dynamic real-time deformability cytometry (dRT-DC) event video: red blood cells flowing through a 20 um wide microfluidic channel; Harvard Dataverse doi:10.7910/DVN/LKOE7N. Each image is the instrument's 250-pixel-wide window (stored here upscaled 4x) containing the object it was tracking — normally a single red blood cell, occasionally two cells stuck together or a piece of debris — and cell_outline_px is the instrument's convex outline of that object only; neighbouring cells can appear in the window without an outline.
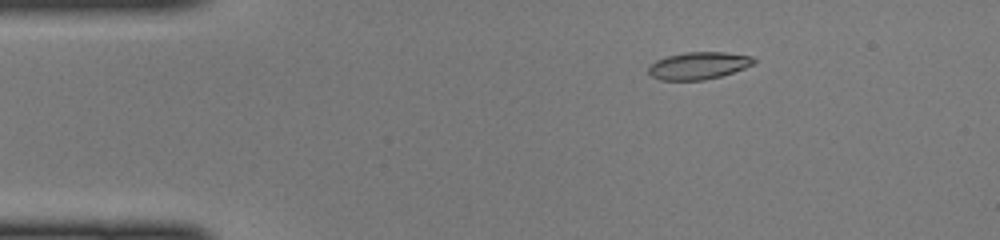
{"species": "common noctule bat (a hibernating species)", "species_latin": "Nyctalus noctula", "temperature_condition": "cold", "stored_images_in_passage": 46, "camera_frame_rate_fps": 3000, "um_per_image_px": 0.085, "animal": {"sex": "female", "body_mass_g": 22.0, "forearm_length_mm": 56.7}, "frame": {"image": 1, "passage_image": 7, "time_ms": 2.0, "image_size_px": [1000, 240], "cell_outline_px": [[756, 60], [752, 64], [744, 68], [720, 76], [704, 80], [660, 80], [652, 76], [648, 72], [648, 64], [656, 60], [668, 56], [684, 52], [724, 52], [752, 56]], "centroid_in_image_um": [59.33, 5.57], "position_along_channel_um": 25.7, "area_um2": 16.7}}
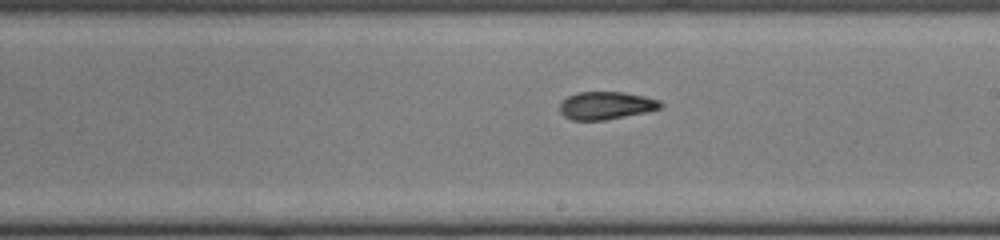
{"frame": {"image": 2, "passage_image": 26, "time_ms": 8.333, "image_size_px": [1000, 240], "cell_outline_px": [[664, 104], [660, 108], [648, 112], [604, 120], [572, 120], [564, 116], [560, 112], [560, 104], [568, 96], [576, 92], [624, 92], [644, 96], [660, 100]], "centroid_in_image_um": [51.54, 8.97], "position_along_channel_um": 237.5, "area_um2": 16.36}}
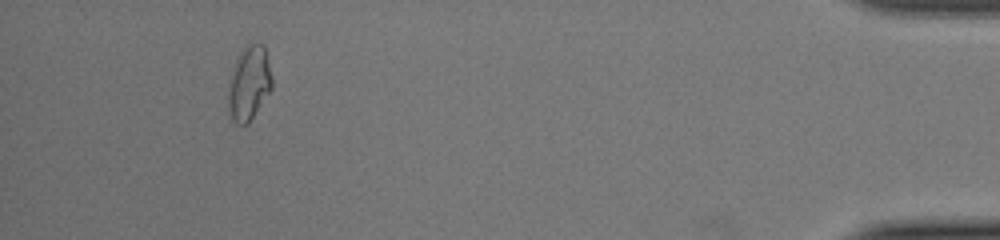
{"frame": {"image": 3, "passage_image": 43, "time_ms": 14.0, "image_size_px": [1000, 240], "cell_outline_px": [[272, 88], [248, 124], [236, 124], [232, 120], [228, 112], [228, 88], [232, 68], [236, 56], [240, 48], [252, 44], [264, 44], [272, 76]], "centroid_in_image_um": [21.14, 7.06], "position_along_channel_um": 414.1, "area_um2": 19.19}}